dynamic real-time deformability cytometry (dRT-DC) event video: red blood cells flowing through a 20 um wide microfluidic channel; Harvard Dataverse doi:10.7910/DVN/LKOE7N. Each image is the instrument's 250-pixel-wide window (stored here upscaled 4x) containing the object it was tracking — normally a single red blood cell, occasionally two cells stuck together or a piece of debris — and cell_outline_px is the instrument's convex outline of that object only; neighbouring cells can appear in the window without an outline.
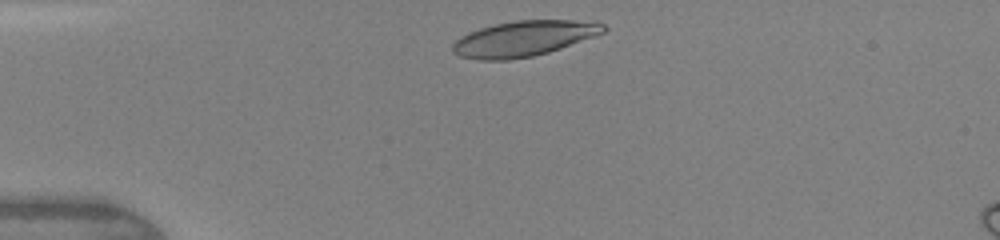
{"species": "human", "species_latin": "Homo sapiens", "temperature_condition": "warm", "stored_images_in_passage": 31, "camera_frame_rate_fps": 3000, "um_per_image_px": 0.085, "donor": {"sex": "female"}, "frame": {"image": 1, "passage_image": 2, "time_ms": 0.333, "image_size_px": [1000, 240], "cell_outline_px": [[608, 28], [604, 32], [560, 48], [548, 52], [532, 56], [508, 60], [480, 60], [460, 56], [452, 52], [452, 44], [460, 36], [468, 32], [480, 28], [496, 24], [516, 20], [596, 20], [604, 24]], "centroid_in_image_um": [44.52, 3.26], "position_along_channel_um": 40.5, "area_um2": 31.21}}
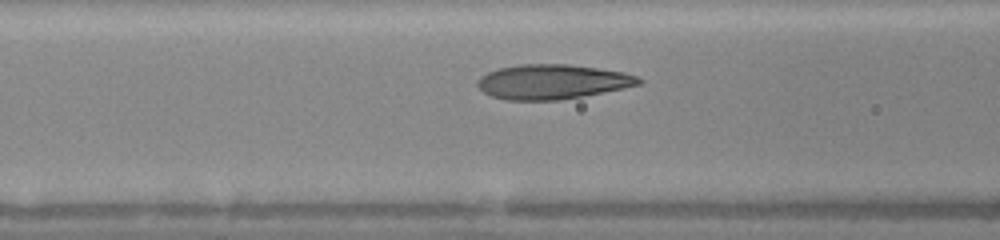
{"frame": {"image": 2, "passage_image": 10, "time_ms": 3.0, "image_size_px": [1000, 240], "cell_outline_px": [[644, 80], [640, 84], [560, 100], [508, 100], [492, 96], [484, 92], [476, 84], [476, 80], [480, 76], [488, 72], [500, 68], [520, 64], [568, 64], [600, 68], [624, 72], [636, 76]], "centroid_in_image_um": [46.91, 6.94], "position_along_channel_um": 119.7, "area_um2": 32.31}}
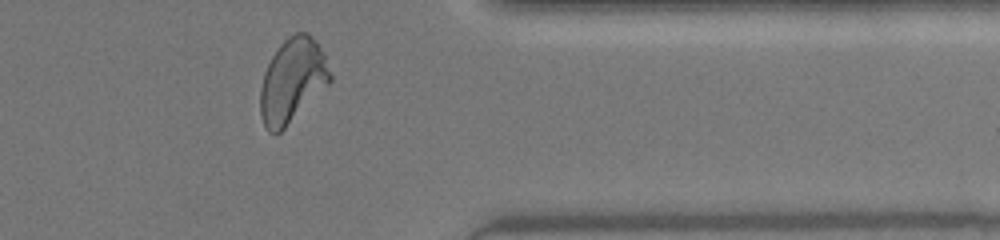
{"frame": {"image": 3, "passage_image": 29, "time_ms": 9.333, "image_size_px": [1000, 240], "cell_outline_px": [[332, 80], [276, 136], [268, 132], [264, 124], [260, 112], [260, 88], [264, 72], [272, 56], [280, 44], [288, 36], [296, 32], [308, 32], [316, 40], [324, 56], [332, 76]], "centroid_in_image_um": [24.83, 6.84], "position_along_channel_um": 386.6, "area_um2": 33.93}, "authors_computed_cell_mechanics": {"area_um2": 32.4258, "velocity_mm_per_s": 4.3471, "shape_relaxation_time_tau1_ms": 3.4184, "shape_relaxation_time_tau2_ms": null, "deformation_change_tau1": 0.1806, "deformation_change_tau2": null}}